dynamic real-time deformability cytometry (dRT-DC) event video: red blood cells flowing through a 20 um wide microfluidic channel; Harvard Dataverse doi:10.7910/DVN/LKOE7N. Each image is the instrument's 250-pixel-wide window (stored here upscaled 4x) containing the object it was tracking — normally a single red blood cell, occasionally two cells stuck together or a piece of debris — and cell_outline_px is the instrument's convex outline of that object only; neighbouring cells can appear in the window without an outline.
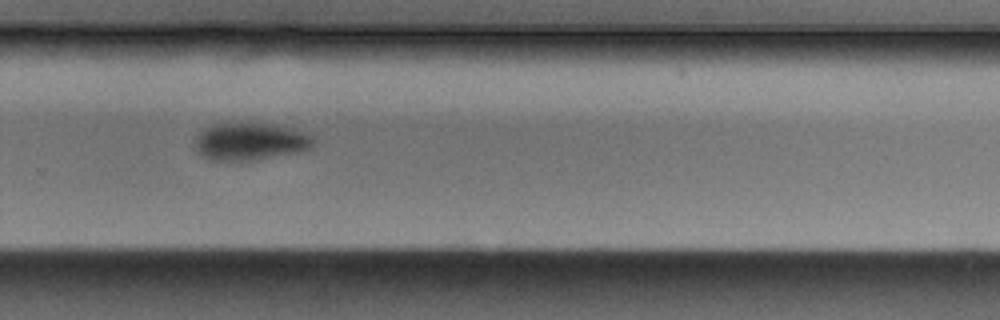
{"species": "Egyptian fruit bat (a non-hibernating species)", "species_latin": "Rousettus aegyptiacus", "temperature_condition": "cold", "stored_images_in_passage": 34, "camera_frame_rate_fps": 3000, "um_per_image_px": 0.085, "animal": {"sex": "male"}, "frame": {"image": 1, "passage_image": 20, "time_ms": 6.333, "image_size_px": [1000, 320], "cell_outline_px": [[316, 140], [312, 148], [304, 152], [256, 160], [212, 160], [200, 156], [196, 144], [196, 136], [204, 128], [216, 124], [272, 124], [308, 132]], "centroid_in_image_um": [21.36, 12.05], "position_along_channel_um": 308.4, "area_um2": 25.95}}